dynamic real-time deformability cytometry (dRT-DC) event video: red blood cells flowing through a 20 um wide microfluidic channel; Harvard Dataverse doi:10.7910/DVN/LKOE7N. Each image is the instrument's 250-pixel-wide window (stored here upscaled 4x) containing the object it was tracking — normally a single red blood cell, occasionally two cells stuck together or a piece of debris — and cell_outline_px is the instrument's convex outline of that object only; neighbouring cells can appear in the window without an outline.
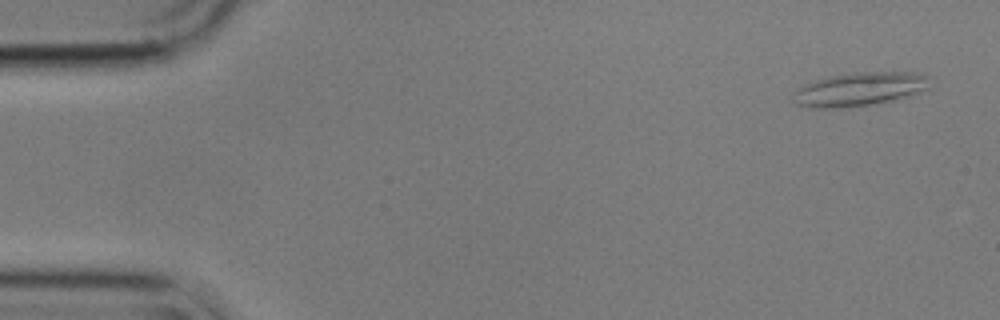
{"species": "common noctule bat (a hibernating species)", "species_latin": "Nyctalus noctula", "temperature_condition": "cold", "stored_images_in_passage": 57, "camera_frame_rate_fps": 3000, "um_per_image_px": 0.085, "animal": {"sex": "male", "body_mass_g": 17.9}, "frame": {"image": 1, "passage_image": 3, "time_ms": 0.667, "image_size_px": [1000, 320], "cell_outline_px": [[932, 88], [912, 96], [892, 100], [868, 104], [828, 108], [812, 108], [796, 104], [792, 100], [792, 92], [796, 88], [816, 80], [832, 76], [856, 72], [916, 72], [928, 76]], "centroid_in_image_um": [73.11, 7.57], "position_along_channel_um": 11.9, "area_um2": 26.88}}
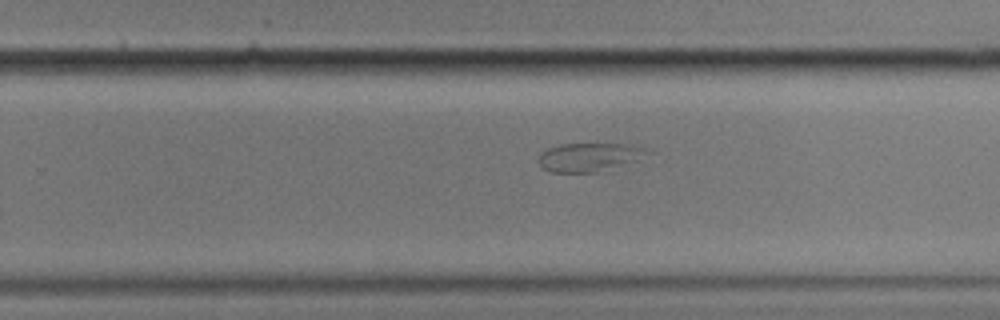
{"frame": {"image": 2, "passage_image": 36, "time_ms": 11.667, "image_size_px": [1000, 320], "cell_outline_px": [[652, 152], [636, 160], [600, 172], [552, 172], [544, 168], [536, 160], [540, 152], [548, 148], [560, 144], [632, 144], [648, 148]], "centroid_in_image_um": [50.09, 13.34], "position_along_channel_um": 279.7, "area_um2": 18.21}}
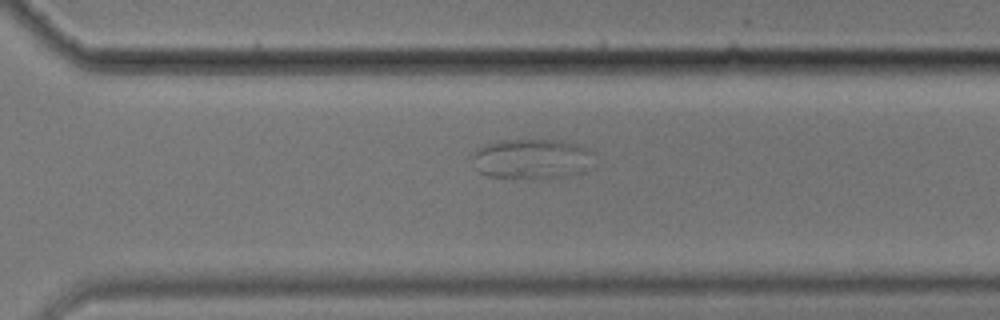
{"frame": {"image": 3, "passage_image": 40, "time_ms": 13.0, "image_size_px": [1000, 320], "cell_outline_px": [[592, 168], [584, 172], [568, 176], [488, 176], [480, 172], [476, 168], [472, 160], [472, 152], [476, 148], [484, 144], [504, 140], [560, 140], [580, 144], [588, 148], [592, 152]], "centroid_in_image_um": [45.23, 13.46], "position_along_channel_um": 325.4, "area_um2": 28.15}}